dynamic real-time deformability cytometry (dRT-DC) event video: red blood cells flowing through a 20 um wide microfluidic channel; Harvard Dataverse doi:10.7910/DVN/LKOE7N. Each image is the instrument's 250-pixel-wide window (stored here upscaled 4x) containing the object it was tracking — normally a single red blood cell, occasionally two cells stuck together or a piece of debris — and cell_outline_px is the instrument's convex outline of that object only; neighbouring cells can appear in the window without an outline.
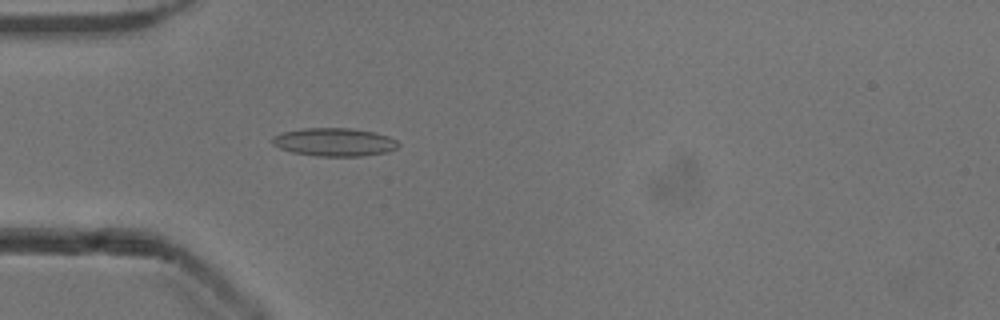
{"species": "common noctule bat (a hibernating species)", "species_latin": "Nyctalus noctula", "temperature_condition": "cold", "stored_images_in_passage": 41, "camera_frame_rate_fps": 3000, "um_per_image_px": 0.085, "animal": {"sex": "male", "body_mass_g": 13.3}, "frame": {"image": 1, "passage_image": 4, "time_ms": 1.0, "image_size_px": [1000, 320], "cell_outline_px": [[400, 144], [396, 148], [388, 152], [360, 156], [316, 156], [292, 152], [280, 148], [272, 144], [272, 136], [284, 132], [304, 128], [348, 128], [372, 132], [388, 136], [396, 140]], "centroid_in_image_um": [28.41, 12.08], "position_along_channel_um": 56.6, "area_um2": 20.58}}
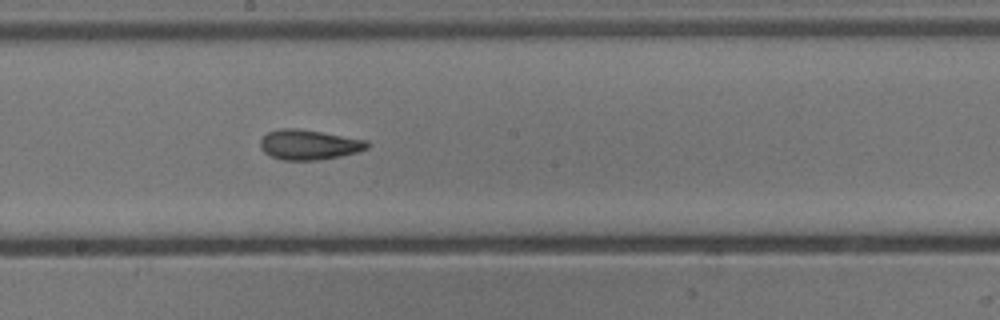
{"frame": {"image": 2, "passage_image": 17, "time_ms": 5.333, "image_size_px": [1000, 320], "cell_outline_px": [[368, 148], [356, 152], [340, 156], [316, 160], [284, 160], [272, 156], [264, 152], [260, 148], [260, 140], [268, 132], [280, 128], [296, 128], [368, 140]], "centroid_in_image_um": [26.24, 12.29], "position_along_channel_um": 222.0, "area_um2": 18.5}}
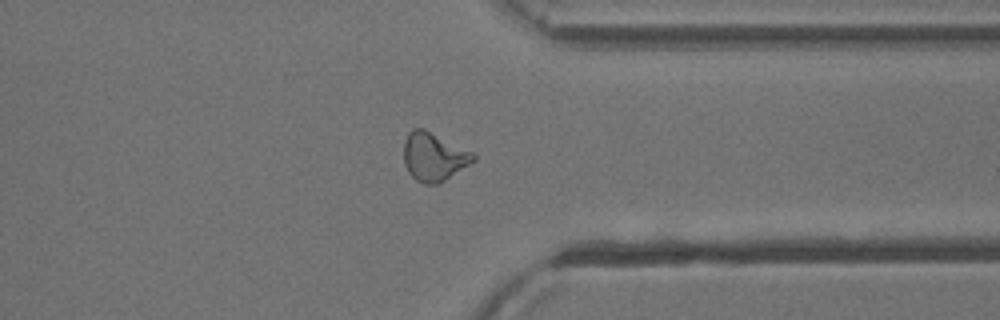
{"frame": {"image": 3, "passage_image": 29, "time_ms": 9.333, "image_size_px": [1000, 320], "cell_outline_px": [[476, 160], [444, 180], [436, 184], [424, 184], [416, 180], [408, 172], [404, 164], [404, 140], [408, 132], [412, 128], [424, 128], [472, 152], [476, 156]], "centroid_in_image_um": [36.84, 13.31], "position_along_channel_um": 374.6, "area_um2": 19.54}, "authors_computed_cell_mechanics": {"area_um2": 18.7272, "velocity_mm_per_s": 3.9113, "shape_relaxation_time_tau1_ms": 5.4087, "shape_relaxation_time_tau2_ms": 2.3153, "deformation_change_tau1": 0.1606, "deformation_change_tau2": 0.1033}}